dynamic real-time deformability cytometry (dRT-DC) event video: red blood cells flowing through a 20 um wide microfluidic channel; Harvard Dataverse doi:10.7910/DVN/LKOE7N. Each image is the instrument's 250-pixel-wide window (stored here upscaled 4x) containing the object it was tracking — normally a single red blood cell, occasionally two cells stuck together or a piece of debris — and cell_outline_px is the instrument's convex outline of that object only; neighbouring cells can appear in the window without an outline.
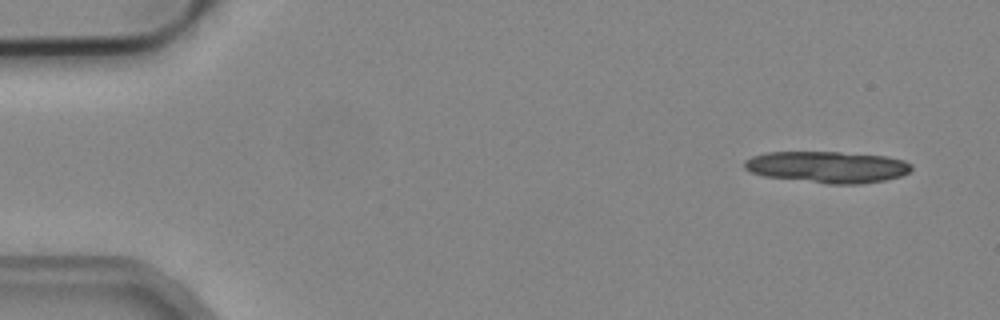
{"species": "common noctule bat (a hibernating species)", "species_latin": "Nyctalus noctula", "temperature_condition": "cold", "stored_images_in_passage": 7, "camera_frame_rate_fps": 3000, "um_per_image_px": 0.085, "animal": {"sex": "male", "body_mass_g": 19.2, "forearm_length_mm": 51.8}, "frame": {"image": 1, "passage_image": 1, "time_ms": 0.0, "image_size_px": [1000, 320], "cell_outline_px": [[912, 168], [908, 172], [900, 176], [884, 180], [860, 184], [828, 184], [764, 176], [748, 172], [744, 168], [744, 160], [752, 156], [764, 152], [840, 152], [888, 156], [904, 160], [912, 164]], "centroid_in_image_um": [70.31, 14.19], "position_along_channel_um": 14.7, "area_um2": 30.92}}
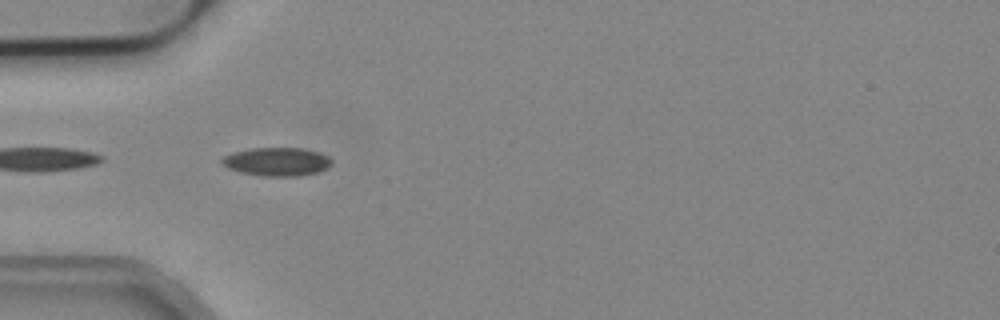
{"frame": {"image": 2, "passage_image": 5, "time_ms": 1.333, "image_size_px": [1000, 320], "cell_outline_px": [[332, 164], [328, 168], [316, 172], [300, 176], [264, 176], [240, 172], [228, 168], [220, 164], [220, 160], [224, 156], [232, 152], [252, 148], [300, 148], [320, 152], [328, 156], [332, 160]], "centroid_in_image_um": [23.53, 13.74], "position_along_channel_um": 61.5, "area_um2": 18.32}}